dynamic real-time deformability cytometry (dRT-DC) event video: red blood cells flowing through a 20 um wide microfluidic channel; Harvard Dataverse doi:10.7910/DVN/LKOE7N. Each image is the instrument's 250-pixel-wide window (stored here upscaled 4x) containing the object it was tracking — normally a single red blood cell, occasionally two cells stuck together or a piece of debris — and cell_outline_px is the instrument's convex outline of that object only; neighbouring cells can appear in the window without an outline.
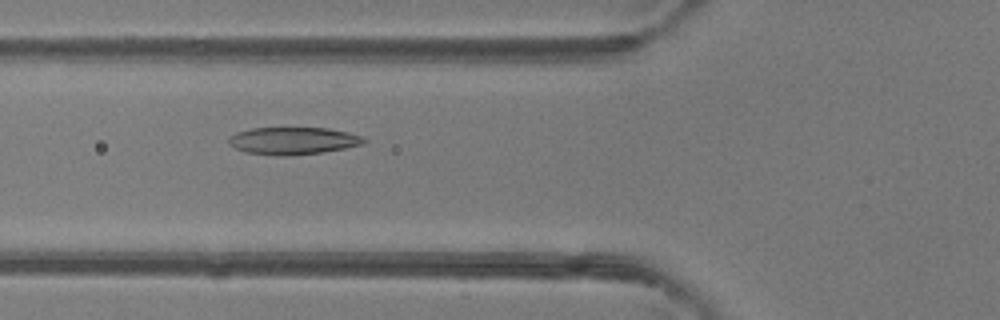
{"species": "common noctule bat (a hibernating species)", "species_latin": "Nyctalus noctula", "temperature_condition": "room temperature", "stored_images_in_passage": 36, "camera_frame_rate_fps": 3000, "um_per_image_px": 0.085, "animal": {"sex": "female"}, "frame": {"image": 1, "passage_image": 5, "time_ms": 1.333, "image_size_px": [1000, 320], "cell_outline_px": [[368, 140], [364, 144], [344, 148], [320, 152], [288, 156], [280, 156], [244, 152], [228, 144], [228, 136], [236, 132], [252, 128], [328, 128], [348, 132], [360, 136]], "centroid_in_image_um": [24.88, 11.96], "position_along_channel_um": 100.9, "area_um2": 21.56}}
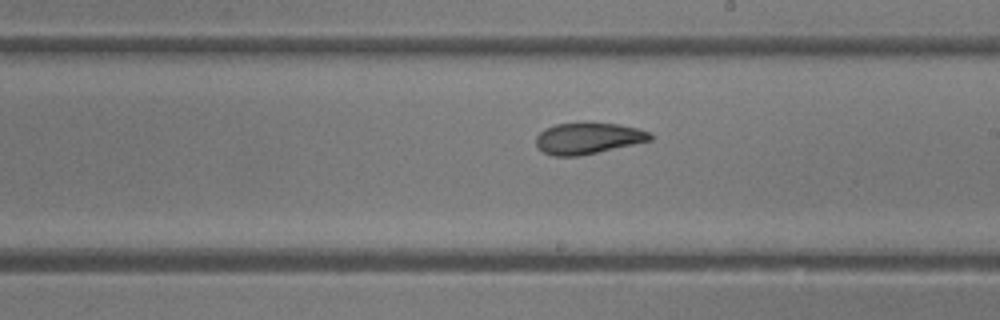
{"frame": {"image": 2, "passage_image": 15, "time_ms": 4.667, "image_size_px": [1000, 320], "cell_outline_px": [[652, 140], [580, 156], [552, 156], [544, 152], [536, 144], [536, 136], [544, 128], [556, 124], [584, 120], [620, 124], [652, 132]], "centroid_in_image_um": [49.98, 11.71], "position_along_channel_um": 239.0, "area_um2": 21.44}}
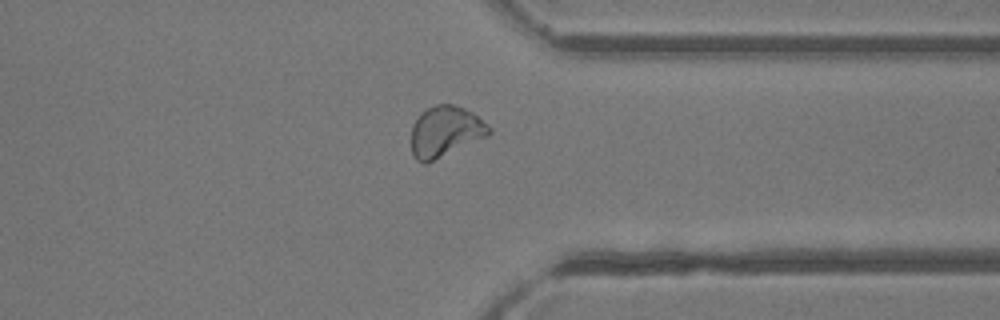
{"frame": {"image": 3, "passage_image": 25, "time_ms": 8.0, "image_size_px": [1000, 320], "cell_outline_px": [[492, 132], [488, 136], [424, 164], [416, 160], [412, 152], [412, 124], [420, 112], [436, 104], [452, 104], [464, 108], [472, 112], [488, 124], [492, 128]], "centroid_in_image_um": [37.86, 11.16], "position_along_channel_um": 373.5, "area_um2": 22.95}}